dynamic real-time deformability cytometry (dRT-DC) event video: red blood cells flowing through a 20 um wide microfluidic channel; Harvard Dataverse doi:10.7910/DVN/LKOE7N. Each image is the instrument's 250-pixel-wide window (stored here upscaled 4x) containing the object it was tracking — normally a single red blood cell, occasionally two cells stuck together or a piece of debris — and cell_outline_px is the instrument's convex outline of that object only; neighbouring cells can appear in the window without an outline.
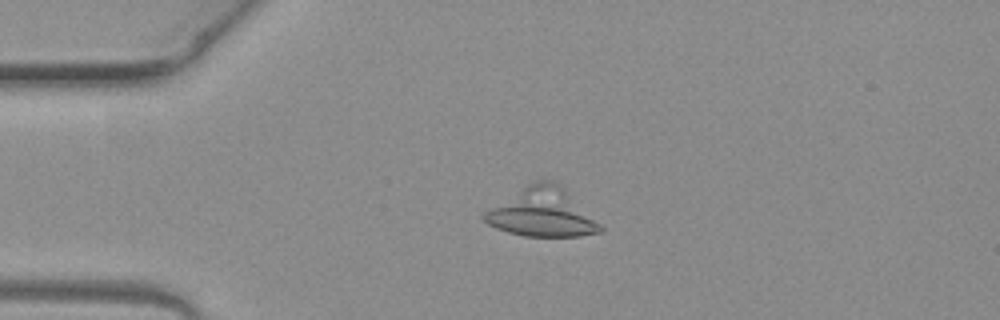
{"species": "common noctule bat (a hibernating species)", "species_latin": "Nyctalus noctula", "temperature_condition": "warm", "stored_images_in_passage": 6, "camera_frame_rate_fps": 3000, "um_per_image_px": 0.085, "animal": {"sex": "female", "body_mass_g": 19.3, "forearm_length_mm": 54.1}, "frame": {"image": 1, "passage_image": 4, "time_ms": 1.0, "image_size_px": [1000, 320], "cell_outline_px": [[604, 228], [600, 232], [580, 236], [524, 236], [508, 232], [496, 228], [488, 224], [480, 216], [484, 212], [532, 180], [552, 180], [560, 184]], "centroid_in_image_um": [46.05, 18.06], "position_along_channel_um": 38.9, "area_um2": 32.54}}